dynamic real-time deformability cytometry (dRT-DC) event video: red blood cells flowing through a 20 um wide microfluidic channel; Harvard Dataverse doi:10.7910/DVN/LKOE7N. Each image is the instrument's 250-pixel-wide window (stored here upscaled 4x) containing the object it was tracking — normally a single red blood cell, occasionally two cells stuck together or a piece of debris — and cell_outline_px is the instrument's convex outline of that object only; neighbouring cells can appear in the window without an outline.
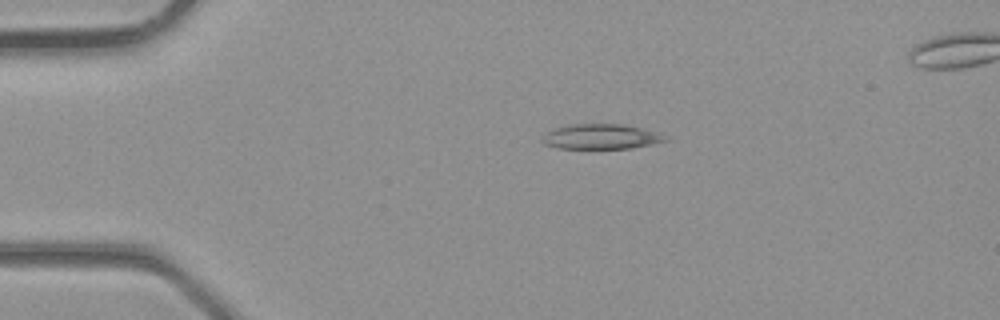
{"species": "common noctule bat (a hibernating species)", "species_latin": "Nyctalus noctula", "temperature_condition": "room temperature", "stored_images_in_passage": 3, "camera_frame_rate_fps": 3000, "um_per_image_px": 0.085, "animal": {"sex": "male", "body_mass_g": 23.1, "forearm_length_mm": 52.7}, "frame": {"image": 1, "passage_image": 1, "time_ms": 0.0, "image_size_px": [1000, 320], "cell_outline_px": [[668, 140], [652, 144], [632, 148], [556, 148], [544, 144], [540, 140], [548, 132], [556, 128], [568, 124], [624, 124], [640, 128], [652, 132]], "centroid_in_image_um": [50.99, 11.62], "position_along_channel_um": 34.0, "area_um2": 17.51}}
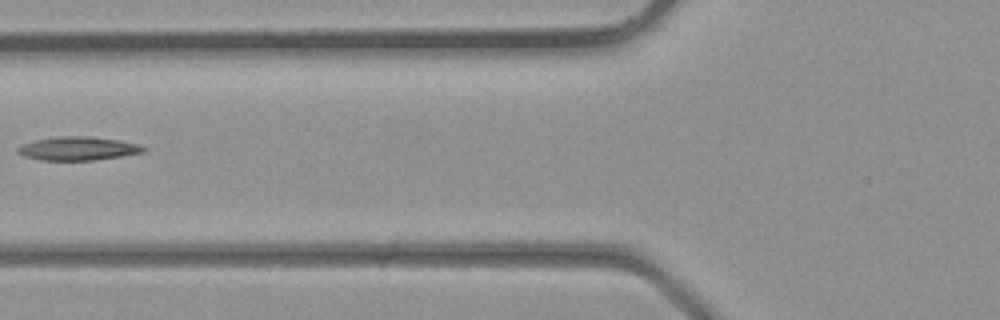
{"frame": {"image": 2, "passage_image": 3, "time_ms": 0.667, "image_size_px": [1000, 320], "cell_outline_px": [[148, 148], [144, 152], [120, 156], [92, 160], [40, 160], [24, 156], [16, 152], [16, 148], [24, 144], [36, 140], [60, 136], [88, 136], [116, 140], [136, 144]], "centroid_in_image_um": [6.6, 12.63], "position_along_channel_um": 119.2, "area_um2": 16.99}}